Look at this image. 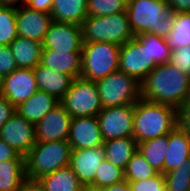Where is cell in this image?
I'll return each instance as SVG.
<instances>
[{
  "label": "cell",
  "instance_id": "cell-1",
  "mask_svg": "<svg viewBox=\"0 0 190 191\" xmlns=\"http://www.w3.org/2000/svg\"><path fill=\"white\" fill-rule=\"evenodd\" d=\"M190 90V76L169 62L157 65L140 83V98L158 104L182 107Z\"/></svg>",
  "mask_w": 190,
  "mask_h": 191
},
{
  "label": "cell",
  "instance_id": "cell-2",
  "mask_svg": "<svg viewBox=\"0 0 190 191\" xmlns=\"http://www.w3.org/2000/svg\"><path fill=\"white\" fill-rule=\"evenodd\" d=\"M177 109L140 98L134 104L133 135L141 143L169 134L177 127Z\"/></svg>",
  "mask_w": 190,
  "mask_h": 191
},
{
  "label": "cell",
  "instance_id": "cell-3",
  "mask_svg": "<svg viewBox=\"0 0 190 191\" xmlns=\"http://www.w3.org/2000/svg\"><path fill=\"white\" fill-rule=\"evenodd\" d=\"M126 11L134 36L151 33L166 39L173 30L175 13L166 0H132Z\"/></svg>",
  "mask_w": 190,
  "mask_h": 191
},
{
  "label": "cell",
  "instance_id": "cell-4",
  "mask_svg": "<svg viewBox=\"0 0 190 191\" xmlns=\"http://www.w3.org/2000/svg\"><path fill=\"white\" fill-rule=\"evenodd\" d=\"M71 150L67 140L36 142L25 156L26 178L38 180L69 166Z\"/></svg>",
  "mask_w": 190,
  "mask_h": 191
},
{
  "label": "cell",
  "instance_id": "cell-5",
  "mask_svg": "<svg viewBox=\"0 0 190 191\" xmlns=\"http://www.w3.org/2000/svg\"><path fill=\"white\" fill-rule=\"evenodd\" d=\"M81 28L83 43L111 42L121 46L135 37L127 11L107 16L87 17Z\"/></svg>",
  "mask_w": 190,
  "mask_h": 191
},
{
  "label": "cell",
  "instance_id": "cell-6",
  "mask_svg": "<svg viewBox=\"0 0 190 191\" xmlns=\"http://www.w3.org/2000/svg\"><path fill=\"white\" fill-rule=\"evenodd\" d=\"M119 51L111 42L83 43L81 78L96 82L118 71Z\"/></svg>",
  "mask_w": 190,
  "mask_h": 191
},
{
  "label": "cell",
  "instance_id": "cell-7",
  "mask_svg": "<svg viewBox=\"0 0 190 191\" xmlns=\"http://www.w3.org/2000/svg\"><path fill=\"white\" fill-rule=\"evenodd\" d=\"M95 83L102 108L134 105L140 99V83L119 70Z\"/></svg>",
  "mask_w": 190,
  "mask_h": 191
},
{
  "label": "cell",
  "instance_id": "cell-8",
  "mask_svg": "<svg viewBox=\"0 0 190 191\" xmlns=\"http://www.w3.org/2000/svg\"><path fill=\"white\" fill-rule=\"evenodd\" d=\"M60 102L71 117L97 116L102 110L96 83L81 77L73 79L70 89Z\"/></svg>",
  "mask_w": 190,
  "mask_h": 191
},
{
  "label": "cell",
  "instance_id": "cell-9",
  "mask_svg": "<svg viewBox=\"0 0 190 191\" xmlns=\"http://www.w3.org/2000/svg\"><path fill=\"white\" fill-rule=\"evenodd\" d=\"M150 61L148 44H141L135 37L120 46L118 70L141 83L156 67Z\"/></svg>",
  "mask_w": 190,
  "mask_h": 191
},
{
  "label": "cell",
  "instance_id": "cell-10",
  "mask_svg": "<svg viewBox=\"0 0 190 191\" xmlns=\"http://www.w3.org/2000/svg\"><path fill=\"white\" fill-rule=\"evenodd\" d=\"M134 105L106 107L97 114L104 141L133 135Z\"/></svg>",
  "mask_w": 190,
  "mask_h": 191
},
{
  "label": "cell",
  "instance_id": "cell-11",
  "mask_svg": "<svg viewBox=\"0 0 190 191\" xmlns=\"http://www.w3.org/2000/svg\"><path fill=\"white\" fill-rule=\"evenodd\" d=\"M0 139L25 157L36 144L35 125L15 112L0 128Z\"/></svg>",
  "mask_w": 190,
  "mask_h": 191
},
{
  "label": "cell",
  "instance_id": "cell-12",
  "mask_svg": "<svg viewBox=\"0 0 190 191\" xmlns=\"http://www.w3.org/2000/svg\"><path fill=\"white\" fill-rule=\"evenodd\" d=\"M43 49L82 52L81 25L52 21L42 42Z\"/></svg>",
  "mask_w": 190,
  "mask_h": 191
},
{
  "label": "cell",
  "instance_id": "cell-13",
  "mask_svg": "<svg viewBox=\"0 0 190 191\" xmlns=\"http://www.w3.org/2000/svg\"><path fill=\"white\" fill-rule=\"evenodd\" d=\"M38 90L33 69L17 68L10 75L2 78L0 94L17 107Z\"/></svg>",
  "mask_w": 190,
  "mask_h": 191
},
{
  "label": "cell",
  "instance_id": "cell-14",
  "mask_svg": "<svg viewBox=\"0 0 190 191\" xmlns=\"http://www.w3.org/2000/svg\"><path fill=\"white\" fill-rule=\"evenodd\" d=\"M71 115L60 103L35 125L36 142L68 140Z\"/></svg>",
  "mask_w": 190,
  "mask_h": 191
},
{
  "label": "cell",
  "instance_id": "cell-15",
  "mask_svg": "<svg viewBox=\"0 0 190 191\" xmlns=\"http://www.w3.org/2000/svg\"><path fill=\"white\" fill-rule=\"evenodd\" d=\"M68 143L71 149H90L103 145L97 116L72 117Z\"/></svg>",
  "mask_w": 190,
  "mask_h": 191
},
{
  "label": "cell",
  "instance_id": "cell-16",
  "mask_svg": "<svg viewBox=\"0 0 190 191\" xmlns=\"http://www.w3.org/2000/svg\"><path fill=\"white\" fill-rule=\"evenodd\" d=\"M16 22L18 36L42 43L52 18L50 13L32 10L21 5L16 8Z\"/></svg>",
  "mask_w": 190,
  "mask_h": 191
},
{
  "label": "cell",
  "instance_id": "cell-17",
  "mask_svg": "<svg viewBox=\"0 0 190 191\" xmlns=\"http://www.w3.org/2000/svg\"><path fill=\"white\" fill-rule=\"evenodd\" d=\"M104 159L103 146L90 149H72L69 167L84 186H94L95 172Z\"/></svg>",
  "mask_w": 190,
  "mask_h": 191
},
{
  "label": "cell",
  "instance_id": "cell-18",
  "mask_svg": "<svg viewBox=\"0 0 190 191\" xmlns=\"http://www.w3.org/2000/svg\"><path fill=\"white\" fill-rule=\"evenodd\" d=\"M40 64L55 72L70 75L73 79L81 77L82 52L42 49Z\"/></svg>",
  "mask_w": 190,
  "mask_h": 191
},
{
  "label": "cell",
  "instance_id": "cell-19",
  "mask_svg": "<svg viewBox=\"0 0 190 191\" xmlns=\"http://www.w3.org/2000/svg\"><path fill=\"white\" fill-rule=\"evenodd\" d=\"M38 89L58 100H62L70 89L73 78L70 75L55 72L39 64L33 69Z\"/></svg>",
  "mask_w": 190,
  "mask_h": 191
},
{
  "label": "cell",
  "instance_id": "cell-20",
  "mask_svg": "<svg viewBox=\"0 0 190 191\" xmlns=\"http://www.w3.org/2000/svg\"><path fill=\"white\" fill-rule=\"evenodd\" d=\"M61 102L56 97L38 90L28 100L16 107V112L27 121L36 125L48 112Z\"/></svg>",
  "mask_w": 190,
  "mask_h": 191
},
{
  "label": "cell",
  "instance_id": "cell-21",
  "mask_svg": "<svg viewBox=\"0 0 190 191\" xmlns=\"http://www.w3.org/2000/svg\"><path fill=\"white\" fill-rule=\"evenodd\" d=\"M190 158V136L178 126L168 134L164 174L184 164Z\"/></svg>",
  "mask_w": 190,
  "mask_h": 191
},
{
  "label": "cell",
  "instance_id": "cell-22",
  "mask_svg": "<svg viewBox=\"0 0 190 191\" xmlns=\"http://www.w3.org/2000/svg\"><path fill=\"white\" fill-rule=\"evenodd\" d=\"M17 68L34 69L41 62L42 43L18 36L10 45Z\"/></svg>",
  "mask_w": 190,
  "mask_h": 191
},
{
  "label": "cell",
  "instance_id": "cell-23",
  "mask_svg": "<svg viewBox=\"0 0 190 191\" xmlns=\"http://www.w3.org/2000/svg\"><path fill=\"white\" fill-rule=\"evenodd\" d=\"M52 21L82 25L87 18V0H54Z\"/></svg>",
  "mask_w": 190,
  "mask_h": 191
},
{
  "label": "cell",
  "instance_id": "cell-24",
  "mask_svg": "<svg viewBox=\"0 0 190 191\" xmlns=\"http://www.w3.org/2000/svg\"><path fill=\"white\" fill-rule=\"evenodd\" d=\"M105 159L125 170L129 160L138 150V143L133 137L107 140L103 143Z\"/></svg>",
  "mask_w": 190,
  "mask_h": 191
},
{
  "label": "cell",
  "instance_id": "cell-25",
  "mask_svg": "<svg viewBox=\"0 0 190 191\" xmlns=\"http://www.w3.org/2000/svg\"><path fill=\"white\" fill-rule=\"evenodd\" d=\"M45 191H83L84 185L67 166L38 179Z\"/></svg>",
  "mask_w": 190,
  "mask_h": 191
},
{
  "label": "cell",
  "instance_id": "cell-26",
  "mask_svg": "<svg viewBox=\"0 0 190 191\" xmlns=\"http://www.w3.org/2000/svg\"><path fill=\"white\" fill-rule=\"evenodd\" d=\"M25 179V160H8L0 163V191H19Z\"/></svg>",
  "mask_w": 190,
  "mask_h": 191
},
{
  "label": "cell",
  "instance_id": "cell-27",
  "mask_svg": "<svg viewBox=\"0 0 190 191\" xmlns=\"http://www.w3.org/2000/svg\"><path fill=\"white\" fill-rule=\"evenodd\" d=\"M167 146L168 134L138 143V151L158 173L164 174Z\"/></svg>",
  "mask_w": 190,
  "mask_h": 191
},
{
  "label": "cell",
  "instance_id": "cell-28",
  "mask_svg": "<svg viewBox=\"0 0 190 191\" xmlns=\"http://www.w3.org/2000/svg\"><path fill=\"white\" fill-rule=\"evenodd\" d=\"M166 40L171 51L190 45V12L175 13L173 30Z\"/></svg>",
  "mask_w": 190,
  "mask_h": 191
},
{
  "label": "cell",
  "instance_id": "cell-29",
  "mask_svg": "<svg viewBox=\"0 0 190 191\" xmlns=\"http://www.w3.org/2000/svg\"><path fill=\"white\" fill-rule=\"evenodd\" d=\"M141 44H148V53L150 61H154L156 65L169 62L171 49L167 40L151 33H143L135 36Z\"/></svg>",
  "mask_w": 190,
  "mask_h": 191
},
{
  "label": "cell",
  "instance_id": "cell-30",
  "mask_svg": "<svg viewBox=\"0 0 190 191\" xmlns=\"http://www.w3.org/2000/svg\"><path fill=\"white\" fill-rule=\"evenodd\" d=\"M158 174L157 170L147 162L138 150L129 160L124 170V177L127 181H140Z\"/></svg>",
  "mask_w": 190,
  "mask_h": 191
},
{
  "label": "cell",
  "instance_id": "cell-31",
  "mask_svg": "<svg viewBox=\"0 0 190 191\" xmlns=\"http://www.w3.org/2000/svg\"><path fill=\"white\" fill-rule=\"evenodd\" d=\"M123 180L124 170L104 159L95 172L94 187L103 189Z\"/></svg>",
  "mask_w": 190,
  "mask_h": 191
},
{
  "label": "cell",
  "instance_id": "cell-32",
  "mask_svg": "<svg viewBox=\"0 0 190 191\" xmlns=\"http://www.w3.org/2000/svg\"><path fill=\"white\" fill-rule=\"evenodd\" d=\"M18 37L16 8L0 7V46L10 45Z\"/></svg>",
  "mask_w": 190,
  "mask_h": 191
},
{
  "label": "cell",
  "instance_id": "cell-33",
  "mask_svg": "<svg viewBox=\"0 0 190 191\" xmlns=\"http://www.w3.org/2000/svg\"><path fill=\"white\" fill-rule=\"evenodd\" d=\"M163 175L166 191H190V158Z\"/></svg>",
  "mask_w": 190,
  "mask_h": 191
},
{
  "label": "cell",
  "instance_id": "cell-34",
  "mask_svg": "<svg viewBox=\"0 0 190 191\" xmlns=\"http://www.w3.org/2000/svg\"><path fill=\"white\" fill-rule=\"evenodd\" d=\"M126 8L122 0H87V17L113 15L125 12Z\"/></svg>",
  "mask_w": 190,
  "mask_h": 191
},
{
  "label": "cell",
  "instance_id": "cell-35",
  "mask_svg": "<svg viewBox=\"0 0 190 191\" xmlns=\"http://www.w3.org/2000/svg\"><path fill=\"white\" fill-rule=\"evenodd\" d=\"M132 191H166L165 178L162 173L140 181H128Z\"/></svg>",
  "mask_w": 190,
  "mask_h": 191
},
{
  "label": "cell",
  "instance_id": "cell-36",
  "mask_svg": "<svg viewBox=\"0 0 190 191\" xmlns=\"http://www.w3.org/2000/svg\"><path fill=\"white\" fill-rule=\"evenodd\" d=\"M169 63L190 76V45L171 51Z\"/></svg>",
  "mask_w": 190,
  "mask_h": 191
},
{
  "label": "cell",
  "instance_id": "cell-37",
  "mask_svg": "<svg viewBox=\"0 0 190 191\" xmlns=\"http://www.w3.org/2000/svg\"><path fill=\"white\" fill-rule=\"evenodd\" d=\"M17 69L16 61L11 52L10 46H0V76L10 75Z\"/></svg>",
  "mask_w": 190,
  "mask_h": 191
},
{
  "label": "cell",
  "instance_id": "cell-38",
  "mask_svg": "<svg viewBox=\"0 0 190 191\" xmlns=\"http://www.w3.org/2000/svg\"><path fill=\"white\" fill-rule=\"evenodd\" d=\"M177 126L190 136V105L177 109Z\"/></svg>",
  "mask_w": 190,
  "mask_h": 191
},
{
  "label": "cell",
  "instance_id": "cell-39",
  "mask_svg": "<svg viewBox=\"0 0 190 191\" xmlns=\"http://www.w3.org/2000/svg\"><path fill=\"white\" fill-rule=\"evenodd\" d=\"M16 112V107L0 94V128Z\"/></svg>",
  "mask_w": 190,
  "mask_h": 191
},
{
  "label": "cell",
  "instance_id": "cell-40",
  "mask_svg": "<svg viewBox=\"0 0 190 191\" xmlns=\"http://www.w3.org/2000/svg\"><path fill=\"white\" fill-rule=\"evenodd\" d=\"M8 160H25V157L0 139V163Z\"/></svg>",
  "mask_w": 190,
  "mask_h": 191
},
{
  "label": "cell",
  "instance_id": "cell-41",
  "mask_svg": "<svg viewBox=\"0 0 190 191\" xmlns=\"http://www.w3.org/2000/svg\"><path fill=\"white\" fill-rule=\"evenodd\" d=\"M54 0H26L25 6L32 10L50 13Z\"/></svg>",
  "mask_w": 190,
  "mask_h": 191
},
{
  "label": "cell",
  "instance_id": "cell-42",
  "mask_svg": "<svg viewBox=\"0 0 190 191\" xmlns=\"http://www.w3.org/2000/svg\"><path fill=\"white\" fill-rule=\"evenodd\" d=\"M173 13L190 12V0H166Z\"/></svg>",
  "mask_w": 190,
  "mask_h": 191
},
{
  "label": "cell",
  "instance_id": "cell-43",
  "mask_svg": "<svg viewBox=\"0 0 190 191\" xmlns=\"http://www.w3.org/2000/svg\"><path fill=\"white\" fill-rule=\"evenodd\" d=\"M19 191H45L39 180L26 178Z\"/></svg>",
  "mask_w": 190,
  "mask_h": 191
},
{
  "label": "cell",
  "instance_id": "cell-44",
  "mask_svg": "<svg viewBox=\"0 0 190 191\" xmlns=\"http://www.w3.org/2000/svg\"><path fill=\"white\" fill-rule=\"evenodd\" d=\"M103 191H132V187L129 182L125 179L119 183L113 184L102 189Z\"/></svg>",
  "mask_w": 190,
  "mask_h": 191
},
{
  "label": "cell",
  "instance_id": "cell-45",
  "mask_svg": "<svg viewBox=\"0 0 190 191\" xmlns=\"http://www.w3.org/2000/svg\"><path fill=\"white\" fill-rule=\"evenodd\" d=\"M0 4L1 6L17 8L25 5V0H0Z\"/></svg>",
  "mask_w": 190,
  "mask_h": 191
},
{
  "label": "cell",
  "instance_id": "cell-46",
  "mask_svg": "<svg viewBox=\"0 0 190 191\" xmlns=\"http://www.w3.org/2000/svg\"><path fill=\"white\" fill-rule=\"evenodd\" d=\"M83 191H103L101 188H97L94 186H84Z\"/></svg>",
  "mask_w": 190,
  "mask_h": 191
},
{
  "label": "cell",
  "instance_id": "cell-47",
  "mask_svg": "<svg viewBox=\"0 0 190 191\" xmlns=\"http://www.w3.org/2000/svg\"><path fill=\"white\" fill-rule=\"evenodd\" d=\"M184 105H190V90H189V93H188V97H187V101Z\"/></svg>",
  "mask_w": 190,
  "mask_h": 191
},
{
  "label": "cell",
  "instance_id": "cell-48",
  "mask_svg": "<svg viewBox=\"0 0 190 191\" xmlns=\"http://www.w3.org/2000/svg\"><path fill=\"white\" fill-rule=\"evenodd\" d=\"M125 4H129L132 0H122Z\"/></svg>",
  "mask_w": 190,
  "mask_h": 191
},
{
  "label": "cell",
  "instance_id": "cell-49",
  "mask_svg": "<svg viewBox=\"0 0 190 191\" xmlns=\"http://www.w3.org/2000/svg\"><path fill=\"white\" fill-rule=\"evenodd\" d=\"M1 82H2V77L0 76V88H1Z\"/></svg>",
  "mask_w": 190,
  "mask_h": 191
}]
</instances>
